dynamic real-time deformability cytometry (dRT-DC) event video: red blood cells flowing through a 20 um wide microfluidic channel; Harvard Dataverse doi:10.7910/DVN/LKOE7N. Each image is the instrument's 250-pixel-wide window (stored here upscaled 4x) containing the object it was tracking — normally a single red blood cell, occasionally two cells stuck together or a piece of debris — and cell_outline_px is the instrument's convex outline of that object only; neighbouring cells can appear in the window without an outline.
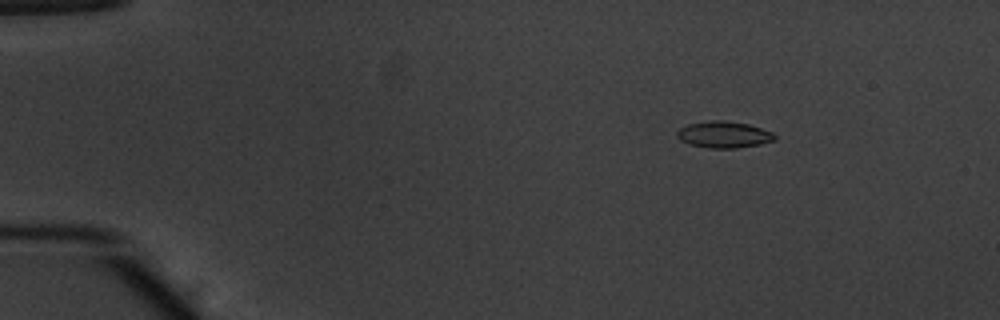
{"species": "common noctule bat (a hibernating species)", "species_latin": "Nyctalus noctula", "temperature_condition": "warm", "stored_images_in_passage": 46, "camera_frame_rate_fps": 3000, "um_per_image_px": 0.085, "animal": {"sex": "male", "body_mass_g": 20.1, "forearm_length_mm": 53.5}, "frame": {"image": 1, "passage_image": 1, "time_ms": 0.0, "image_size_px": [1000, 320], "cell_outline_px": [[776, 140], [760, 144], [736, 148], [708, 148], [688, 144], [680, 140], [676, 136], [676, 132], [680, 128], [688, 124], [708, 120], [724, 120], [748, 124], [772, 132], [776, 136]], "centroid_in_image_um": [61.5, 11.44], "position_along_channel_um": 23.5, "area_um2": 15.2}}
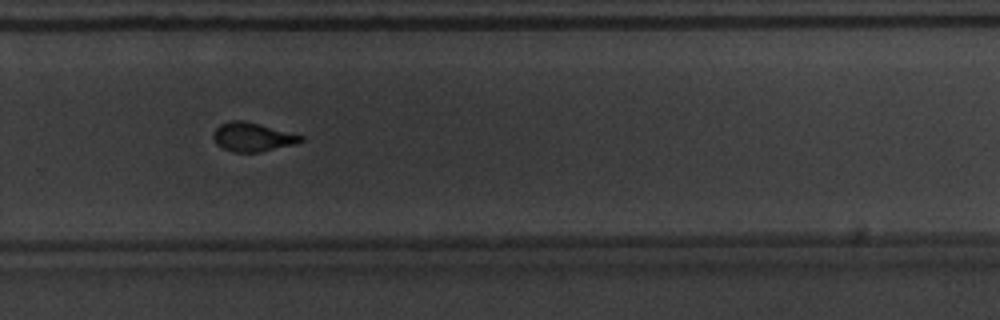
{"frame": {"image": 2, "passage_image": 30, "time_ms": 9.667, "image_size_px": [1000, 320], "cell_outline_px": [[304, 140], [296, 144], [260, 152], [232, 152], [220, 148], [216, 144], [212, 136], [216, 128], [220, 124], [232, 120], [244, 120], [260, 124], [304, 136]], "centroid_in_image_um": [21.45, 11.65], "position_along_channel_um": 308.4, "area_um2": 14.85}}
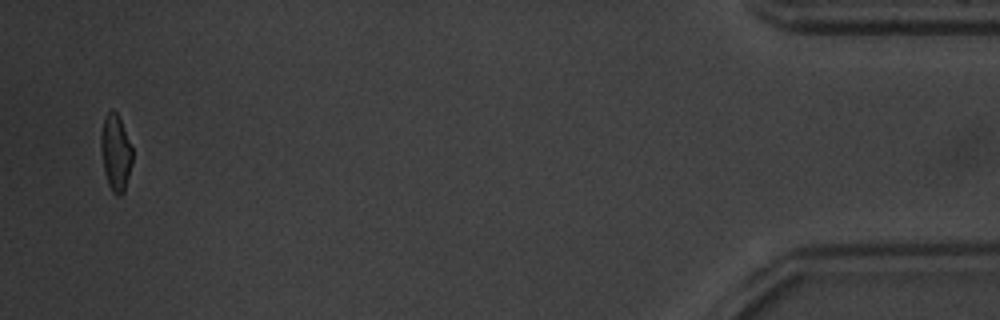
{"frame": {"image": 3, "passage_image": 45, "time_ms": 14.667, "image_size_px": [1000, 320], "cell_outline_px": [[132, 164], [124, 192], [120, 196], [116, 196], [112, 192], [108, 184], [104, 172], [100, 148], [100, 136], [104, 120], [108, 112], [112, 108], [116, 112], [120, 120], [132, 148]], "centroid_in_image_um": [9.82, 13.02], "position_along_channel_um": 425.4, "area_um2": 13.99}, "authors_computed_cell_mechanics": {"area_um2": 15.0569, "velocity_mm_per_s": 3.8763, "shape_relaxation_time_tau1_ms": 5.077, "shape_relaxation_time_tau2_ms": 1.2007, "deformation_change_tau1": 0.1648, "deformation_change_tau2": 0.0797}}